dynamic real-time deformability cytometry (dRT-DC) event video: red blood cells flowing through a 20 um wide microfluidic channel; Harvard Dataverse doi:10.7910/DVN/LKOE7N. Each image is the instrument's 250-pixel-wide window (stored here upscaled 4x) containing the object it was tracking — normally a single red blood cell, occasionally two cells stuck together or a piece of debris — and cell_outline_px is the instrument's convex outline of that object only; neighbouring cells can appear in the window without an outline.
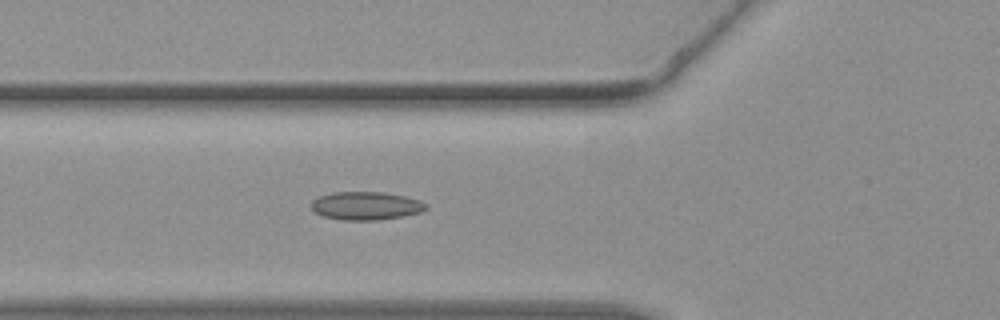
{"species": "common noctule bat (a hibernating species)", "species_latin": "Nyctalus noctula", "temperature_condition": "warm", "stored_images_in_passage": 23, "camera_frame_rate_fps": 3000, "um_per_image_px": 0.085, "animal": {"sex": "female", "body_mass_g": 19.3, "forearm_length_mm": 54.1}, "frame": {"image": 1, "passage_image": 2, "time_ms": 0.333, "image_size_px": [1000, 320], "cell_outline_px": [[428, 208], [420, 212], [404, 216], [380, 220], [340, 220], [324, 216], [316, 212], [312, 208], [312, 200], [320, 196], [332, 192], [384, 192], [404, 196], [420, 200], [428, 204]], "centroid_in_image_um": [31.14, 17.49], "position_along_channel_um": 94.7, "area_um2": 18.9}}
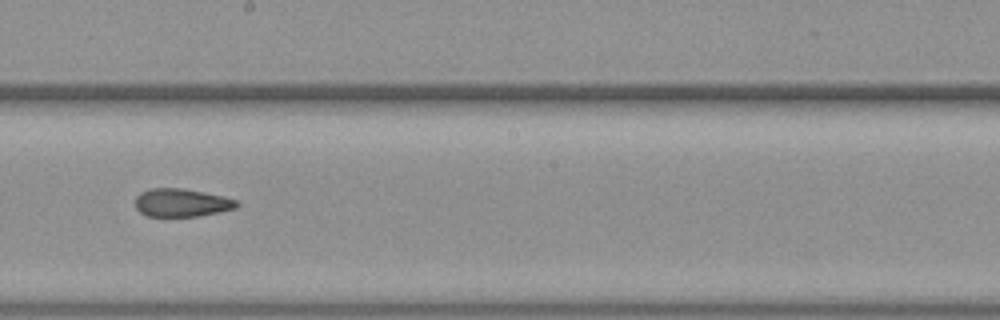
{"frame": {"image": 2, "passage_image": 11, "time_ms": 3.333, "image_size_px": [1000, 320], "cell_outline_px": [[240, 204], [236, 208], [196, 216], [148, 216], [140, 212], [136, 208], [136, 196], [140, 192], [152, 188], [180, 188], [204, 192], [236, 200]], "centroid_in_image_um": [15.4, 17.22], "position_along_channel_um": 232.8, "area_um2": 16.36}}
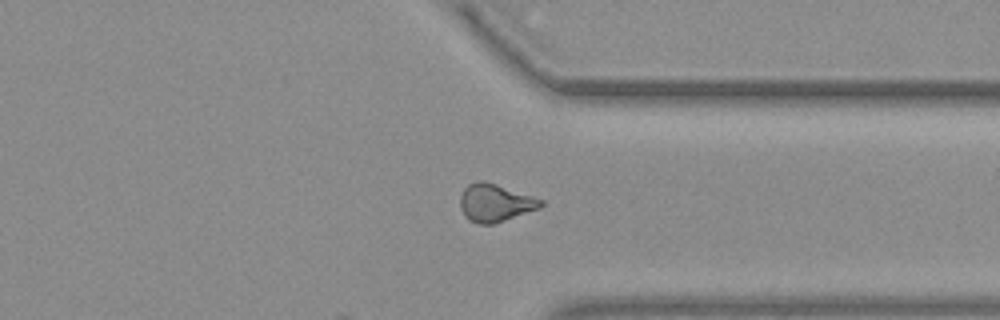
{"frame": {"image": 3, "passage_image": 20, "time_ms": 6.333, "image_size_px": [1000, 320], "cell_outline_px": [[544, 204], [540, 208], [492, 224], [480, 224], [468, 220], [464, 216], [460, 208], [460, 196], [464, 188], [468, 184], [480, 180], [484, 180], [544, 200]], "centroid_in_image_um": [42.06, 17.23], "position_along_channel_um": 369.3, "area_um2": 17.69}}